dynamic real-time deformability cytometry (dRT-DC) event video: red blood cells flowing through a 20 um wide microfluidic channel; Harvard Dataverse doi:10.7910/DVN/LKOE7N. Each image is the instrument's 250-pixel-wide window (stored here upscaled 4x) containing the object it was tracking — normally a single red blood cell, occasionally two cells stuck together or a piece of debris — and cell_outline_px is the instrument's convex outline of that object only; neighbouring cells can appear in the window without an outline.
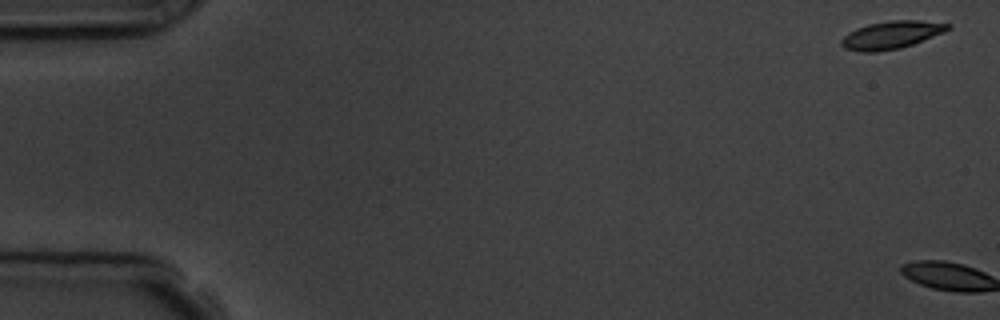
{"species": "common noctule bat (a hibernating species)", "species_latin": "Nyctalus noctula", "temperature_condition": "room temperature", "stored_images_in_passage": 5, "camera_frame_rate_fps": 3000, "um_per_image_px": 0.085, "animal": {"sex": "male", "body_mass_g": 19.5, "forearm_length_mm": 54.6}, "frame": {"image": 1, "passage_image": 1, "time_ms": 0.0, "image_size_px": [1000, 320], "cell_outline_px": [[952, 28], [944, 32], [912, 44], [900, 48], [876, 52], [860, 52], [844, 48], [840, 44], [840, 40], [848, 32], [856, 28], [868, 24], [888, 20], [920, 20], [952, 24]], "centroid_in_image_um": [75.75, 2.96], "position_along_channel_um": 9.3, "area_um2": 17.34}}